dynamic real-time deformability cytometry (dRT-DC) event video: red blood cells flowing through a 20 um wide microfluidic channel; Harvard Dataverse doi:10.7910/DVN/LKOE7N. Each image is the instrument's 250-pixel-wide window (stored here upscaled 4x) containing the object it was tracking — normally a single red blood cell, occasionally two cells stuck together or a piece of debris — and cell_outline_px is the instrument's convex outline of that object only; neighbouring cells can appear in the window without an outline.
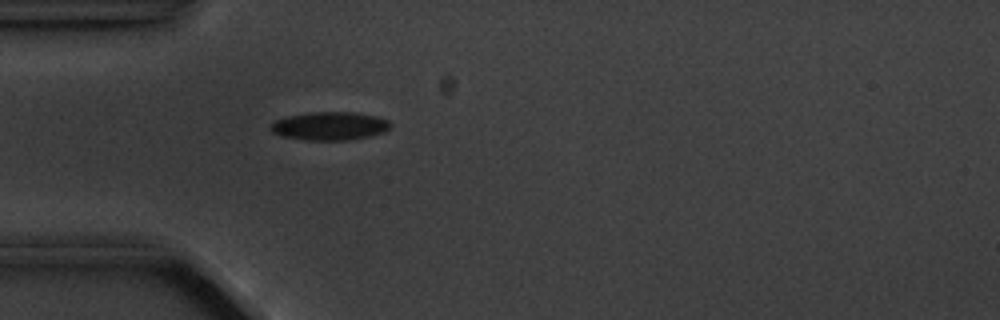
{"species": "common noctule bat (a hibernating species)", "species_latin": "Nyctalus noctula", "temperature_condition": "cold", "stored_images_in_passage": 1, "camera_frame_rate_fps": 3000, "um_per_image_px": 0.085, "animal": {"sex": "male", "body_mass_g": 20.1, "forearm_length_mm": 53.5}, "frame": {"image": 1, "passage_image": 1, "time_ms": 0.0, "image_size_px": [1000, 320], "cell_outline_px": [[392, 124], [384, 132], [368, 136], [348, 140], [304, 140], [280, 136], [272, 132], [268, 128], [276, 120], [284, 116], [308, 112], [356, 112], [376, 116], [388, 120]], "centroid_in_image_um": [27.98, 10.7], "position_along_channel_um": 57.0, "area_um2": 19.94}}